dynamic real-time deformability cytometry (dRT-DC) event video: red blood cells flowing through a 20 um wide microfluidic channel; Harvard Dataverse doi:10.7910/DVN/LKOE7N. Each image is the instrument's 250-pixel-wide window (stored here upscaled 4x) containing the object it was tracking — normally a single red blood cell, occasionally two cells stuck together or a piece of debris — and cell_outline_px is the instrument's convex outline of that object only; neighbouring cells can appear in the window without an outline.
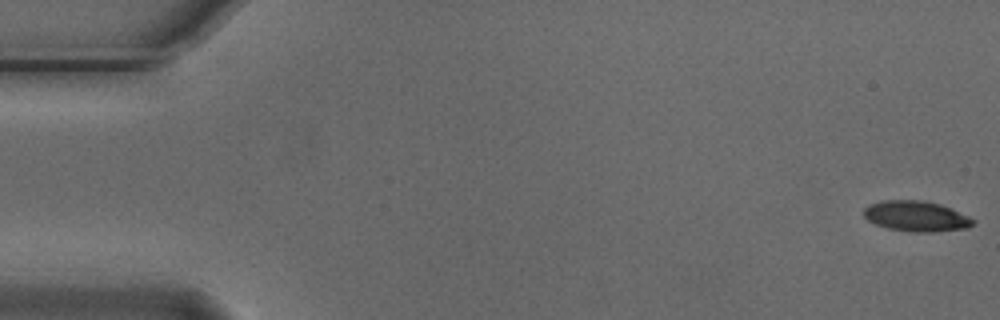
{"species": "Egyptian fruit bat (a non-hibernating species)", "species_latin": "Rousettus aegyptiacus", "temperature_condition": "cold", "stored_images_in_passage": 5, "camera_frame_rate_fps": 3000, "um_per_image_px": 0.085, "animal": {"sex": "male"}, "frame": {"image": 1, "passage_image": 1, "time_ms": 0.0, "image_size_px": [1000, 320], "cell_outline_px": [[976, 220], [968, 228], [932, 232], [912, 232], [888, 228], [876, 224], [868, 220], [864, 216], [864, 208], [880, 200], [924, 200], [940, 204], [968, 216]], "centroid_in_image_um": [77.88, 18.37], "position_along_channel_um": 7.1, "area_um2": 19.31}}
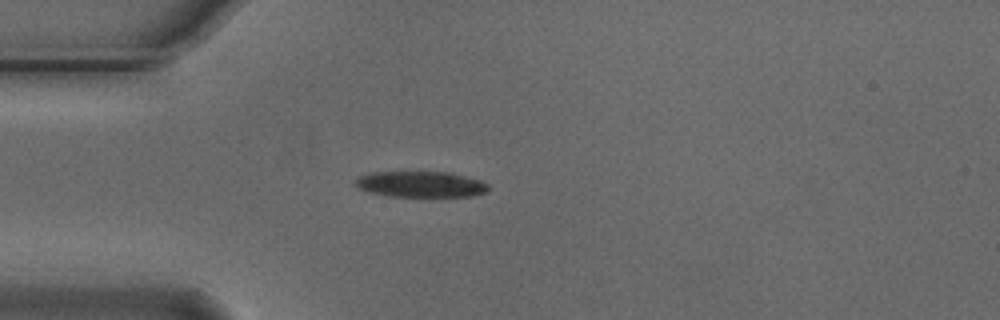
{"frame": {"image": 2, "passage_image": 5, "time_ms": 1.333, "image_size_px": [1000, 320], "cell_outline_px": [[488, 192], [472, 196], [388, 196], [372, 192], [360, 188], [356, 184], [356, 180], [360, 176], [372, 172], [452, 172], [480, 180], [488, 184]], "centroid_in_image_um": [35.83, 15.65], "position_along_channel_um": 49.2, "area_um2": 19.88}}